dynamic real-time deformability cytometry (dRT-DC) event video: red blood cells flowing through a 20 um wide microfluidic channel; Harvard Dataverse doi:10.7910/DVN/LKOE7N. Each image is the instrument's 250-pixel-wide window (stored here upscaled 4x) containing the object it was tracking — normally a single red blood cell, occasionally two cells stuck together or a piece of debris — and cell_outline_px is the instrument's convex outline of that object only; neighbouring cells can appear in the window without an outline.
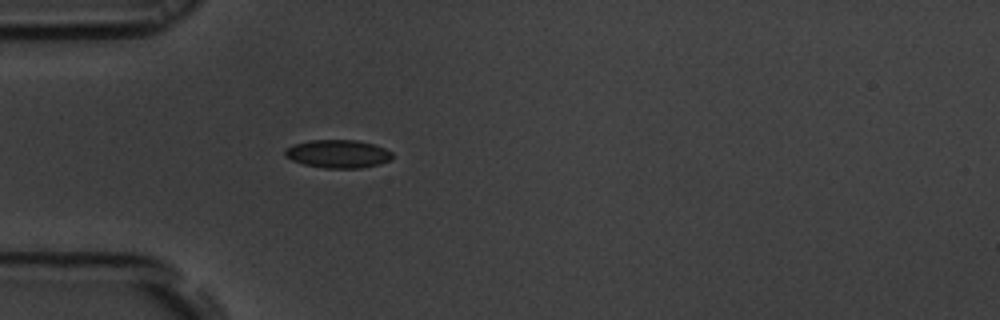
{"species": "common noctule bat (a hibernating species)", "species_latin": "Nyctalus noctula", "temperature_condition": "room temperature", "stored_images_in_passage": 40, "camera_frame_rate_fps": 3000, "um_per_image_px": 0.085, "animal": {"sex": "male", "body_mass_g": 19.5, "forearm_length_mm": 54.6}, "frame": {"image": 1, "passage_image": 1, "time_ms": 0.0, "image_size_px": [1000, 320], "cell_outline_px": [[392, 160], [380, 164], [360, 168], [324, 168], [304, 164], [292, 160], [284, 156], [284, 148], [292, 144], [308, 140], [356, 140], [372, 144], [384, 148], [392, 152]], "centroid_in_image_um": [28.69, 13.07], "position_along_channel_um": 56.3, "area_um2": 17.74}}
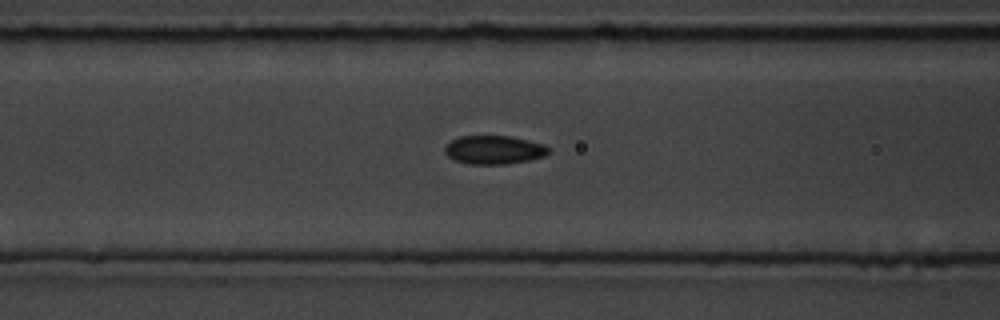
{"frame": {"image": 2, "passage_image": 7, "time_ms": 2.0, "image_size_px": [1000, 320], "cell_outline_px": [[552, 148], [544, 156], [528, 160], [508, 164], [468, 164], [456, 160], [448, 156], [444, 152], [444, 148], [452, 140], [460, 136], [512, 136], [544, 144]], "centroid_in_image_um": [42.01, 12.73], "position_along_channel_um": 124.6, "area_um2": 17.28}}
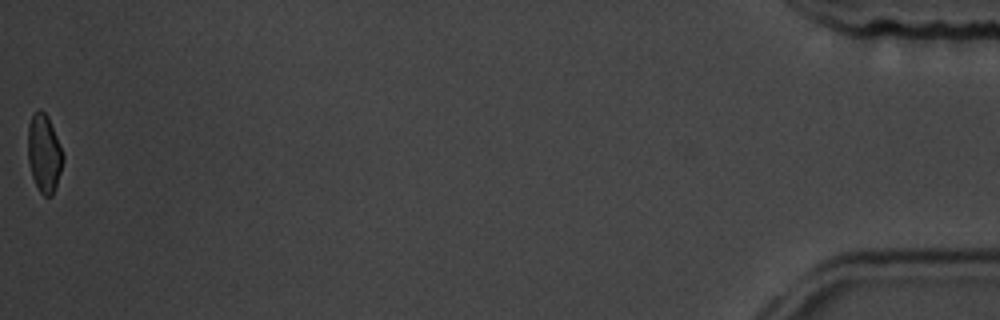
{"frame": {"image": 3, "passage_image": 40, "time_ms": 13.0, "image_size_px": [1000, 320], "cell_outline_px": [[64, 160], [56, 188], [52, 196], [44, 196], [40, 192], [32, 176], [28, 160], [28, 124], [32, 112], [40, 108], [48, 116], [64, 156]], "centroid_in_image_um": [3.74, 13.01], "position_along_channel_um": 431.5, "area_um2": 16.07}, "authors_computed_cell_mechanics": {"area_um2": 17.3111, "velocity_mm_per_s": 3.7006, "shape_relaxation_time_tau1_ms": 4.6419, "shape_relaxation_time_tau2_ms": 1.7867, "deformation_change_tau1": 0.0846, "deformation_change_tau2": 0.071}}